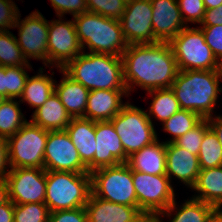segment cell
Here are the masks:
<instances>
[{
	"instance_id": "cell-47",
	"label": "cell",
	"mask_w": 222,
	"mask_h": 222,
	"mask_svg": "<svg viewBox=\"0 0 222 222\" xmlns=\"http://www.w3.org/2000/svg\"><path fill=\"white\" fill-rule=\"evenodd\" d=\"M0 93L6 97V67L0 66Z\"/></svg>"
},
{
	"instance_id": "cell-27",
	"label": "cell",
	"mask_w": 222,
	"mask_h": 222,
	"mask_svg": "<svg viewBox=\"0 0 222 222\" xmlns=\"http://www.w3.org/2000/svg\"><path fill=\"white\" fill-rule=\"evenodd\" d=\"M43 67H40L37 75L27 78L24 91L19 97V102L28 103L31 108L38 109L41 107L47 99L55 92V81L51 76L43 73Z\"/></svg>"
},
{
	"instance_id": "cell-21",
	"label": "cell",
	"mask_w": 222,
	"mask_h": 222,
	"mask_svg": "<svg viewBox=\"0 0 222 222\" xmlns=\"http://www.w3.org/2000/svg\"><path fill=\"white\" fill-rule=\"evenodd\" d=\"M73 145L76 147L82 163L89 173L93 171V159L96 151L95 121L83 117L72 118L66 127Z\"/></svg>"
},
{
	"instance_id": "cell-35",
	"label": "cell",
	"mask_w": 222,
	"mask_h": 222,
	"mask_svg": "<svg viewBox=\"0 0 222 222\" xmlns=\"http://www.w3.org/2000/svg\"><path fill=\"white\" fill-rule=\"evenodd\" d=\"M209 128L208 119L203 118L193 129L179 137L174 143L189 153L198 156L203 136Z\"/></svg>"
},
{
	"instance_id": "cell-16",
	"label": "cell",
	"mask_w": 222,
	"mask_h": 222,
	"mask_svg": "<svg viewBox=\"0 0 222 222\" xmlns=\"http://www.w3.org/2000/svg\"><path fill=\"white\" fill-rule=\"evenodd\" d=\"M95 136L97 146L93 159V171L128 161L129 157L125 154L120 137L111 121H96Z\"/></svg>"
},
{
	"instance_id": "cell-18",
	"label": "cell",
	"mask_w": 222,
	"mask_h": 222,
	"mask_svg": "<svg viewBox=\"0 0 222 222\" xmlns=\"http://www.w3.org/2000/svg\"><path fill=\"white\" fill-rule=\"evenodd\" d=\"M85 209L88 222H137L145 215L137 206L113 203L92 193Z\"/></svg>"
},
{
	"instance_id": "cell-32",
	"label": "cell",
	"mask_w": 222,
	"mask_h": 222,
	"mask_svg": "<svg viewBox=\"0 0 222 222\" xmlns=\"http://www.w3.org/2000/svg\"><path fill=\"white\" fill-rule=\"evenodd\" d=\"M198 160L201 170L222 166L221 144L211 128L203 136Z\"/></svg>"
},
{
	"instance_id": "cell-5",
	"label": "cell",
	"mask_w": 222,
	"mask_h": 222,
	"mask_svg": "<svg viewBox=\"0 0 222 222\" xmlns=\"http://www.w3.org/2000/svg\"><path fill=\"white\" fill-rule=\"evenodd\" d=\"M91 193L90 173L46 171L45 204L50 212L85 207Z\"/></svg>"
},
{
	"instance_id": "cell-23",
	"label": "cell",
	"mask_w": 222,
	"mask_h": 222,
	"mask_svg": "<svg viewBox=\"0 0 222 222\" xmlns=\"http://www.w3.org/2000/svg\"><path fill=\"white\" fill-rule=\"evenodd\" d=\"M59 72L63 73V78L59 84L55 83V93L72 118H85L89 90L71 78L63 69H59Z\"/></svg>"
},
{
	"instance_id": "cell-13",
	"label": "cell",
	"mask_w": 222,
	"mask_h": 222,
	"mask_svg": "<svg viewBox=\"0 0 222 222\" xmlns=\"http://www.w3.org/2000/svg\"><path fill=\"white\" fill-rule=\"evenodd\" d=\"M44 169L46 171L89 173L66 130L48 131L44 150Z\"/></svg>"
},
{
	"instance_id": "cell-49",
	"label": "cell",
	"mask_w": 222,
	"mask_h": 222,
	"mask_svg": "<svg viewBox=\"0 0 222 222\" xmlns=\"http://www.w3.org/2000/svg\"><path fill=\"white\" fill-rule=\"evenodd\" d=\"M206 9L217 8L222 4V0H203Z\"/></svg>"
},
{
	"instance_id": "cell-28",
	"label": "cell",
	"mask_w": 222,
	"mask_h": 222,
	"mask_svg": "<svg viewBox=\"0 0 222 222\" xmlns=\"http://www.w3.org/2000/svg\"><path fill=\"white\" fill-rule=\"evenodd\" d=\"M147 92L153 98L149 113L147 112L151 121H153L151 119L153 117L163 123L181 109L171 88L154 89Z\"/></svg>"
},
{
	"instance_id": "cell-39",
	"label": "cell",
	"mask_w": 222,
	"mask_h": 222,
	"mask_svg": "<svg viewBox=\"0 0 222 222\" xmlns=\"http://www.w3.org/2000/svg\"><path fill=\"white\" fill-rule=\"evenodd\" d=\"M206 44L211 48L214 55L222 63V25L200 26Z\"/></svg>"
},
{
	"instance_id": "cell-44",
	"label": "cell",
	"mask_w": 222,
	"mask_h": 222,
	"mask_svg": "<svg viewBox=\"0 0 222 222\" xmlns=\"http://www.w3.org/2000/svg\"><path fill=\"white\" fill-rule=\"evenodd\" d=\"M0 222H14V203L10 199L0 205Z\"/></svg>"
},
{
	"instance_id": "cell-29",
	"label": "cell",
	"mask_w": 222,
	"mask_h": 222,
	"mask_svg": "<svg viewBox=\"0 0 222 222\" xmlns=\"http://www.w3.org/2000/svg\"><path fill=\"white\" fill-rule=\"evenodd\" d=\"M28 120L20 109V102L7 98L0 104V137L13 136Z\"/></svg>"
},
{
	"instance_id": "cell-51",
	"label": "cell",
	"mask_w": 222,
	"mask_h": 222,
	"mask_svg": "<svg viewBox=\"0 0 222 222\" xmlns=\"http://www.w3.org/2000/svg\"><path fill=\"white\" fill-rule=\"evenodd\" d=\"M7 98L0 93V104H2Z\"/></svg>"
},
{
	"instance_id": "cell-30",
	"label": "cell",
	"mask_w": 222,
	"mask_h": 222,
	"mask_svg": "<svg viewBox=\"0 0 222 222\" xmlns=\"http://www.w3.org/2000/svg\"><path fill=\"white\" fill-rule=\"evenodd\" d=\"M202 119L196 112L180 109L162 123L163 130L172 136L165 143L176 141L179 137L193 129Z\"/></svg>"
},
{
	"instance_id": "cell-17",
	"label": "cell",
	"mask_w": 222,
	"mask_h": 222,
	"mask_svg": "<svg viewBox=\"0 0 222 222\" xmlns=\"http://www.w3.org/2000/svg\"><path fill=\"white\" fill-rule=\"evenodd\" d=\"M152 29L158 42H169L185 27L177 0H150Z\"/></svg>"
},
{
	"instance_id": "cell-9",
	"label": "cell",
	"mask_w": 222,
	"mask_h": 222,
	"mask_svg": "<svg viewBox=\"0 0 222 222\" xmlns=\"http://www.w3.org/2000/svg\"><path fill=\"white\" fill-rule=\"evenodd\" d=\"M48 131L27 121L7 139L10 168L44 169V150Z\"/></svg>"
},
{
	"instance_id": "cell-43",
	"label": "cell",
	"mask_w": 222,
	"mask_h": 222,
	"mask_svg": "<svg viewBox=\"0 0 222 222\" xmlns=\"http://www.w3.org/2000/svg\"><path fill=\"white\" fill-rule=\"evenodd\" d=\"M8 155V141L4 137H0V177H6L11 170Z\"/></svg>"
},
{
	"instance_id": "cell-45",
	"label": "cell",
	"mask_w": 222,
	"mask_h": 222,
	"mask_svg": "<svg viewBox=\"0 0 222 222\" xmlns=\"http://www.w3.org/2000/svg\"><path fill=\"white\" fill-rule=\"evenodd\" d=\"M215 116V117H214ZM209 121V127L214 131L216 134L219 143L221 144L222 148V115H213L207 118Z\"/></svg>"
},
{
	"instance_id": "cell-2",
	"label": "cell",
	"mask_w": 222,
	"mask_h": 222,
	"mask_svg": "<svg viewBox=\"0 0 222 222\" xmlns=\"http://www.w3.org/2000/svg\"><path fill=\"white\" fill-rule=\"evenodd\" d=\"M222 70H179L171 85L181 109L198 113L202 118L213 116L219 93Z\"/></svg>"
},
{
	"instance_id": "cell-38",
	"label": "cell",
	"mask_w": 222,
	"mask_h": 222,
	"mask_svg": "<svg viewBox=\"0 0 222 222\" xmlns=\"http://www.w3.org/2000/svg\"><path fill=\"white\" fill-rule=\"evenodd\" d=\"M58 17H63L69 13L72 16L82 14L87 11L86 0H49Z\"/></svg>"
},
{
	"instance_id": "cell-10",
	"label": "cell",
	"mask_w": 222,
	"mask_h": 222,
	"mask_svg": "<svg viewBox=\"0 0 222 222\" xmlns=\"http://www.w3.org/2000/svg\"><path fill=\"white\" fill-rule=\"evenodd\" d=\"M137 207L147 215H159L174 202L175 192L166 175H150L132 171Z\"/></svg>"
},
{
	"instance_id": "cell-22",
	"label": "cell",
	"mask_w": 222,
	"mask_h": 222,
	"mask_svg": "<svg viewBox=\"0 0 222 222\" xmlns=\"http://www.w3.org/2000/svg\"><path fill=\"white\" fill-rule=\"evenodd\" d=\"M132 171L150 175H166V143L159 138L134 152L127 161Z\"/></svg>"
},
{
	"instance_id": "cell-41",
	"label": "cell",
	"mask_w": 222,
	"mask_h": 222,
	"mask_svg": "<svg viewBox=\"0 0 222 222\" xmlns=\"http://www.w3.org/2000/svg\"><path fill=\"white\" fill-rule=\"evenodd\" d=\"M48 222H88L85 207L50 212Z\"/></svg>"
},
{
	"instance_id": "cell-40",
	"label": "cell",
	"mask_w": 222,
	"mask_h": 222,
	"mask_svg": "<svg viewBox=\"0 0 222 222\" xmlns=\"http://www.w3.org/2000/svg\"><path fill=\"white\" fill-rule=\"evenodd\" d=\"M19 12L13 0H0V32L9 31L14 27Z\"/></svg>"
},
{
	"instance_id": "cell-15",
	"label": "cell",
	"mask_w": 222,
	"mask_h": 222,
	"mask_svg": "<svg viewBox=\"0 0 222 222\" xmlns=\"http://www.w3.org/2000/svg\"><path fill=\"white\" fill-rule=\"evenodd\" d=\"M152 15L150 0H127L120 23L128 45L158 43L152 29Z\"/></svg>"
},
{
	"instance_id": "cell-42",
	"label": "cell",
	"mask_w": 222,
	"mask_h": 222,
	"mask_svg": "<svg viewBox=\"0 0 222 222\" xmlns=\"http://www.w3.org/2000/svg\"><path fill=\"white\" fill-rule=\"evenodd\" d=\"M201 26L222 25V4L213 9H206L204 18L200 23Z\"/></svg>"
},
{
	"instance_id": "cell-25",
	"label": "cell",
	"mask_w": 222,
	"mask_h": 222,
	"mask_svg": "<svg viewBox=\"0 0 222 222\" xmlns=\"http://www.w3.org/2000/svg\"><path fill=\"white\" fill-rule=\"evenodd\" d=\"M191 189L198 193L192 198L222 210V166L200 170Z\"/></svg>"
},
{
	"instance_id": "cell-34",
	"label": "cell",
	"mask_w": 222,
	"mask_h": 222,
	"mask_svg": "<svg viewBox=\"0 0 222 222\" xmlns=\"http://www.w3.org/2000/svg\"><path fill=\"white\" fill-rule=\"evenodd\" d=\"M31 66L6 67V98L19 99L22 95ZM26 69V70H25Z\"/></svg>"
},
{
	"instance_id": "cell-14",
	"label": "cell",
	"mask_w": 222,
	"mask_h": 222,
	"mask_svg": "<svg viewBox=\"0 0 222 222\" xmlns=\"http://www.w3.org/2000/svg\"><path fill=\"white\" fill-rule=\"evenodd\" d=\"M9 199L14 204L45 203L46 170L14 168L6 175Z\"/></svg>"
},
{
	"instance_id": "cell-19",
	"label": "cell",
	"mask_w": 222,
	"mask_h": 222,
	"mask_svg": "<svg viewBox=\"0 0 222 222\" xmlns=\"http://www.w3.org/2000/svg\"><path fill=\"white\" fill-rule=\"evenodd\" d=\"M166 176L172 181L175 176L188 188H192L200 173L198 156L177 146L174 142L166 143Z\"/></svg>"
},
{
	"instance_id": "cell-4",
	"label": "cell",
	"mask_w": 222,
	"mask_h": 222,
	"mask_svg": "<svg viewBox=\"0 0 222 222\" xmlns=\"http://www.w3.org/2000/svg\"><path fill=\"white\" fill-rule=\"evenodd\" d=\"M73 18L83 51L87 48L94 53L121 56L127 49L128 43L123 35L120 20L89 11Z\"/></svg>"
},
{
	"instance_id": "cell-50",
	"label": "cell",
	"mask_w": 222,
	"mask_h": 222,
	"mask_svg": "<svg viewBox=\"0 0 222 222\" xmlns=\"http://www.w3.org/2000/svg\"><path fill=\"white\" fill-rule=\"evenodd\" d=\"M208 222H222V210H217Z\"/></svg>"
},
{
	"instance_id": "cell-33",
	"label": "cell",
	"mask_w": 222,
	"mask_h": 222,
	"mask_svg": "<svg viewBox=\"0 0 222 222\" xmlns=\"http://www.w3.org/2000/svg\"><path fill=\"white\" fill-rule=\"evenodd\" d=\"M49 214L45 203L14 204V222H48Z\"/></svg>"
},
{
	"instance_id": "cell-7",
	"label": "cell",
	"mask_w": 222,
	"mask_h": 222,
	"mask_svg": "<svg viewBox=\"0 0 222 222\" xmlns=\"http://www.w3.org/2000/svg\"><path fill=\"white\" fill-rule=\"evenodd\" d=\"M110 121L128 157L158 139L154 124L147 112L128 101Z\"/></svg>"
},
{
	"instance_id": "cell-46",
	"label": "cell",
	"mask_w": 222,
	"mask_h": 222,
	"mask_svg": "<svg viewBox=\"0 0 222 222\" xmlns=\"http://www.w3.org/2000/svg\"><path fill=\"white\" fill-rule=\"evenodd\" d=\"M9 200L8 183L6 177H0V205Z\"/></svg>"
},
{
	"instance_id": "cell-20",
	"label": "cell",
	"mask_w": 222,
	"mask_h": 222,
	"mask_svg": "<svg viewBox=\"0 0 222 222\" xmlns=\"http://www.w3.org/2000/svg\"><path fill=\"white\" fill-rule=\"evenodd\" d=\"M123 96L129 97L127 90L89 91L85 118L92 121H110L126 104Z\"/></svg>"
},
{
	"instance_id": "cell-37",
	"label": "cell",
	"mask_w": 222,
	"mask_h": 222,
	"mask_svg": "<svg viewBox=\"0 0 222 222\" xmlns=\"http://www.w3.org/2000/svg\"><path fill=\"white\" fill-rule=\"evenodd\" d=\"M183 22L200 24L206 11L203 0H177Z\"/></svg>"
},
{
	"instance_id": "cell-24",
	"label": "cell",
	"mask_w": 222,
	"mask_h": 222,
	"mask_svg": "<svg viewBox=\"0 0 222 222\" xmlns=\"http://www.w3.org/2000/svg\"><path fill=\"white\" fill-rule=\"evenodd\" d=\"M71 120L72 117L54 92L41 107L33 111L30 121L47 131H63Z\"/></svg>"
},
{
	"instance_id": "cell-3",
	"label": "cell",
	"mask_w": 222,
	"mask_h": 222,
	"mask_svg": "<svg viewBox=\"0 0 222 222\" xmlns=\"http://www.w3.org/2000/svg\"><path fill=\"white\" fill-rule=\"evenodd\" d=\"M63 70L89 91L127 90L121 56L83 51Z\"/></svg>"
},
{
	"instance_id": "cell-26",
	"label": "cell",
	"mask_w": 222,
	"mask_h": 222,
	"mask_svg": "<svg viewBox=\"0 0 222 222\" xmlns=\"http://www.w3.org/2000/svg\"><path fill=\"white\" fill-rule=\"evenodd\" d=\"M180 207L174 200L169 207L159 214V217H173L170 222H208L217 209L203 201L190 198L185 200ZM177 205V206H176ZM174 214H173V213Z\"/></svg>"
},
{
	"instance_id": "cell-1",
	"label": "cell",
	"mask_w": 222,
	"mask_h": 222,
	"mask_svg": "<svg viewBox=\"0 0 222 222\" xmlns=\"http://www.w3.org/2000/svg\"><path fill=\"white\" fill-rule=\"evenodd\" d=\"M121 57L128 95L134 91L135 85L146 92L168 89L179 72L169 42L130 44Z\"/></svg>"
},
{
	"instance_id": "cell-8",
	"label": "cell",
	"mask_w": 222,
	"mask_h": 222,
	"mask_svg": "<svg viewBox=\"0 0 222 222\" xmlns=\"http://www.w3.org/2000/svg\"><path fill=\"white\" fill-rule=\"evenodd\" d=\"M90 174L94 196L117 204L137 206L132 169L127 162L98 168Z\"/></svg>"
},
{
	"instance_id": "cell-48",
	"label": "cell",
	"mask_w": 222,
	"mask_h": 222,
	"mask_svg": "<svg viewBox=\"0 0 222 222\" xmlns=\"http://www.w3.org/2000/svg\"><path fill=\"white\" fill-rule=\"evenodd\" d=\"M137 222H163L159 215H147L145 214Z\"/></svg>"
},
{
	"instance_id": "cell-11",
	"label": "cell",
	"mask_w": 222,
	"mask_h": 222,
	"mask_svg": "<svg viewBox=\"0 0 222 222\" xmlns=\"http://www.w3.org/2000/svg\"><path fill=\"white\" fill-rule=\"evenodd\" d=\"M13 27L18 29L16 37L18 46L21 48L23 56L29 59L42 60L44 67H48V26L49 21L44 18L39 10L31 12L27 17L21 20V16ZM21 20V21H20Z\"/></svg>"
},
{
	"instance_id": "cell-31",
	"label": "cell",
	"mask_w": 222,
	"mask_h": 222,
	"mask_svg": "<svg viewBox=\"0 0 222 222\" xmlns=\"http://www.w3.org/2000/svg\"><path fill=\"white\" fill-rule=\"evenodd\" d=\"M0 66H31L18 46L16 36L11 31L0 32Z\"/></svg>"
},
{
	"instance_id": "cell-36",
	"label": "cell",
	"mask_w": 222,
	"mask_h": 222,
	"mask_svg": "<svg viewBox=\"0 0 222 222\" xmlns=\"http://www.w3.org/2000/svg\"><path fill=\"white\" fill-rule=\"evenodd\" d=\"M87 11L107 18L120 20L126 9L127 0H86Z\"/></svg>"
},
{
	"instance_id": "cell-6",
	"label": "cell",
	"mask_w": 222,
	"mask_h": 222,
	"mask_svg": "<svg viewBox=\"0 0 222 222\" xmlns=\"http://www.w3.org/2000/svg\"><path fill=\"white\" fill-rule=\"evenodd\" d=\"M169 44L179 70H221V63L206 44L200 26H186Z\"/></svg>"
},
{
	"instance_id": "cell-12",
	"label": "cell",
	"mask_w": 222,
	"mask_h": 222,
	"mask_svg": "<svg viewBox=\"0 0 222 222\" xmlns=\"http://www.w3.org/2000/svg\"><path fill=\"white\" fill-rule=\"evenodd\" d=\"M63 17L51 20L48 26V67L63 69L83 52L79 43L74 20Z\"/></svg>"
}]
</instances>
